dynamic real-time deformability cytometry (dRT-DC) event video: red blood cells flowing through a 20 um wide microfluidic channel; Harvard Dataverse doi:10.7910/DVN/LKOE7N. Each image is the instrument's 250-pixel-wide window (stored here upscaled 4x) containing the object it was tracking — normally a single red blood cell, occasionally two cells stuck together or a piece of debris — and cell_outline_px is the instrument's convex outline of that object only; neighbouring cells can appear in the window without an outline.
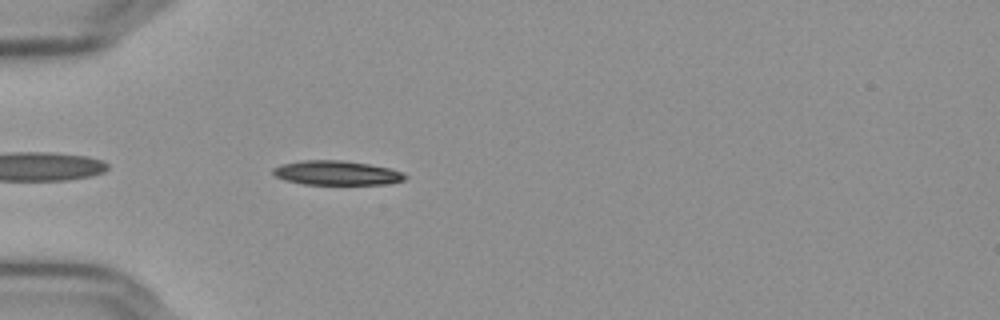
{"species": "Egyptian fruit bat (a non-hibernating species)", "species_latin": "Rousettus aegyptiacus", "temperature_condition": "cold", "stored_images_in_passage": 42, "camera_frame_rate_fps": 3000, "um_per_image_px": 0.085, "frame": {"image": 1, "passage_image": 3, "time_ms": 0.667, "image_size_px": [1000, 320], "cell_outline_px": [[408, 176], [404, 180], [388, 184], [304, 184], [284, 180], [276, 176], [272, 172], [272, 168], [280, 164], [304, 160], [344, 160], [368, 164], [388, 168], [400, 172]], "centroid_in_image_um": [28.58, 14.69], "position_along_channel_um": 56.4, "area_um2": 18.67}}
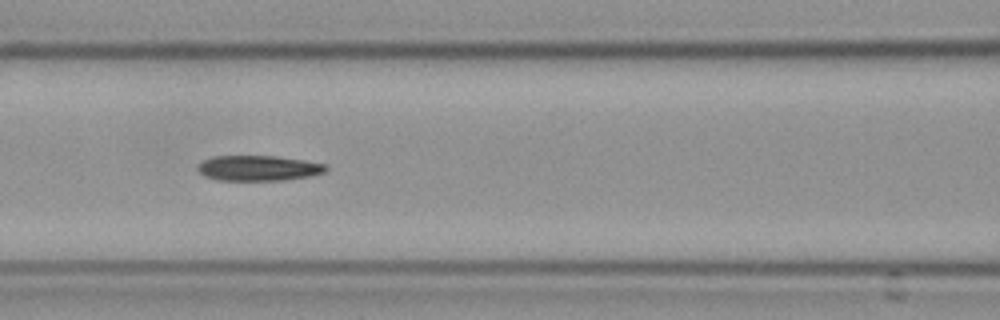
{"frame": {"image": 2, "passage_image": 11, "time_ms": 3.333, "image_size_px": [1000, 320], "cell_outline_px": [[328, 168], [324, 172], [312, 176], [284, 180], [216, 180], [204, 176], [196, 168], [204, 160], [216, 156], [276, 156], [304, 160], [324, 164]], "centroid_in_image_um": [21.97, 14.29], "position_along_channel_um": 144.6, "area_um2": 18.84}}
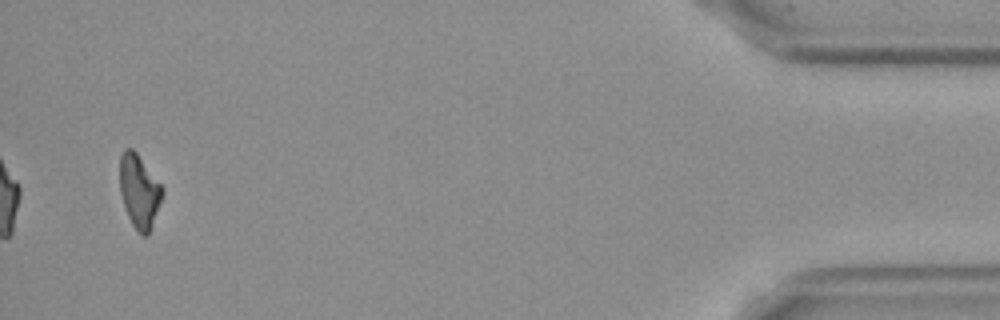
{"frame": {"image": 3, "passage_image": 40, "time_ms": 13.0, "image_size_px": [1000, 320], "cell_outline_px": [[164, 192], [148, 236], [144, 236], [136, 232], [128, 216], [120, 192], [120, 156], [124, 148], [132, 148], [136, 152], [164, 188]], "centroid_in_image_um": [11.84, 16.26], "position_along_channel_um": 423.4, "area_um2": 18.15}, "authors_computed_cell_mechanics": {"area_um2": 19.4208, "velocity_mm_per_s": 3.6438, "shape_relaxation_time_tau1_ms": 8.948, "shape_relaxation_time_tau2_ms": 6.1507, "deformation_change_tau1": 0.2142, "deformation_change_tau2": 0.132}}